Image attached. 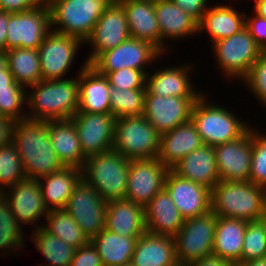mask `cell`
<instances>
[{
  "mask_svg": "<svg viewBox=\"0 0 266 266\" xmlns=\"http://www.w3.org/2000/svg\"><path fill=\"white\" fill-rule=\"evenodd\" d=\"M11 142L21 157L28 179L38 180L64 167L51 146L48 121L28 118L15 121Z\"/></svg>",
  "mask_w": 266,
  "mask_h": 266,
  "instance_id": "cell-1",
  "label": "cell"
},
{
  "mask_svg": "<svg viewBox=\"0 0 266 266\" xmlns=\"http://www.w3.org/2000/svg\"><path fill=\"white\" fill-rule=\"evenodd\" d=\"M74 78L41 80L31 85L32 91L27 92V108L30 110L26 111L27 118L42 121L71 119L79 108L78 74Z\"/></svg>",
  "mask_w": 266,
  "mask_h": 266,
  "instance_id": "cell-2",
  "label": "cell"
},
{
  "mask_svg": "<svg viewBox=\"0 0 266 266\" xmlns=\"http://www.w3.org/2000/svg\"><path fill=\"white\" fill-rule=\"evenodd\" d=\"M211 211L226 218L261 220L266 213V189L249 181H219L211 189Z\"/></svg>",
  "mask_w": 266,
  "mask_h": 266,
  "instance_id": "cell-3",
  "label": "cell"
},
{
  "mask_svg": "<svg viewBox=\"0 0 266 266\" xmlns=\"http://www.w3.org/2000/svg\"><path fill=\"white\" fill-rule=\"evenodd\" d=\"M207 95L203 92L195 101L190 118L203 144L214 147L236 140L253 126L224 106L211 103Z\"/></svg>",
  "mask_w": 266,
  "mask_h": 266,
  "instance_id": "cell-4",
  "label": "cell"
},
{
  "mask_svg": "<svg viewBox=\"0 0 266 266\" xmlns=\"http://www.w3.org/2000/svg\"><path fill=\"white\" fill-rule=\"evenodd\" d=\"M114 1L48 0L51 31L78 38L85 43L100 16Z\"/></svg>",
  "mask_w": 266,
  "mask_h": 266,
  "instance_id": "cell-5",
  "label": "cell"
},
{
  "mask_svg": "<svg viewBox=\"0 0 266 266\" xmlns=\"http://www.w3.org/2000/svg\"><path fill=\"white\" fill-rule=\"evenodd\" d=\"M130 159L109 150L90 156L82 169V178L106 200L126 197Z\"/></svg>",
  "mask_w": 266,
  "mask_h": 266,
  "instance_id": "cell-6",
  "label": "cell"
},
{
  "mask_svg": "<svg viewBox=\"0 0 266 266\" xmlns=\"http://www.w3.org/2000/svg\"><path fill=\"white\" fill-rule=\"evenodd\" d=\"M160 136L143 115L116 118L112 149L130 160L157 157Z\"/></svg>",
  "mask_w": 266,
  "mask_h": 266,
  "instance_id": "cell-7",
  "label": "cell"
},
{
  "mask_svg": "<svg viewBox=\"0 0 266 266\" xmlns=\"http://www.w3.org/2000/svg\"><path fill=\"white\" fill-rule=\"evenodd\" d=\"M212 45L219 72L232 80L242 81L263 52L246 28Z\"/></svg>",
  "mask_w": 266,
  "mask_h": 266,
  "instance_id": "cell-8",
  "label": "cell"
},
{
  "mask_svg": "<svg viewBox=\"0 0 266 266\" xmlns=\"http://www.w3.org/2000/svg\"><path fill=\"white\" fill-rule=\"evenodd\" d=\"M217 215L207 214L187 218L173 237L177 260L189 264L212 255Z\"/></svg>",
  "mask_w": 266,
  "mask_h": 266,
  "instance_id": "cell-9",
  "label": "cell"
},
{
  "mask_svg": "<svg viewBox=\"0 0 266 266\" xmlns=\"http://www.w3.org/2000/svg\"><path fill=\"white\" fill-rule=\"evenodd\" d=\"M50 9L47 2L24 12L9 13L6 51L13 48L38 49L51 31Z\"/></svg>",
  "mask_w": 266,
  "mask_h": 266,
  "instance_id": "cell-10",
  "label": "cell"
},
{
  "mask_svg": "<svg viewBox=\"0 0 266 266\" xmlns=\"http://www.w3.org/2000/svg\"><path fill=\"white\" fill-rule=\"evenodd\" d=\"M163 55L150 43L129 37L116 48L102 52L91 64L99 74L106 76L123 68L142 70L148 73L146 66ZM145 68V69H144Z\"/></svg>",
  "mask_w": 266,
  "mask_h": 266,
  "instance_id": "cell-11",
  "label": "cell"
},
{
  "mask_svg": "<svg viewBox=\"0 0 266 266\" xmlns=\"http://www.w3.org/2000/svg\"><path fill=\"white\" fill-rule=\"evenodd\" d=\"M169 170L157 157L130 160L125 199L145 207L164 189Z\"/></svg>",
  "mask_w": 266,
  "mask_h": 266,
  "instance_id": "cell-12",
  "label": "cell"
},
{
  "mask_svg": "<svg viewBox=\"0 0 266 266\" xmlns=\"http://www.w3.org/2000/svg\"><path fill=\"white\" fill-rule=\"evenodd\" d=\"M106 206L107 201L81 178L64 209L91 239L105 226Z\"/></svg>",
  "mask_w": 266,
  "mask_h": 266,
  "instance_id": "cell-13",
  "label": "cell"
},
{
  "mask_svg": "<svg viewBox=\"0 0 266 266\" xmlns=\"http://www.w3.org/2000/svg\"><path fill=\"white\" fill-rule=\"evenodd\" d=\"M83 44L78 38L50 31L38 48L42 80L66 79Z\"/></svg>",
  "mask_w": 266,
  "mask_h": 266,
  "instance_id": "cell-14",
  "label": "cell"
},
{
  "mask_svg": "<svg viewBox=\"0 0 266 266\" xmlns=\"http://www.w3.org/2000/svg\"><path fill=\"white\" fill-rule=\"evenodd\" d=\"M115 119L111 113L85 112L71 118L85 158L112 150Z\"/></svg>",
  "mask_w": 266,
  "mask_h": 266,
  "instance_id": "cell-15",
  "label": "cell"
},
{
  "mask_svg": "<svg viewBox=\"0 0 266 266\" xmlns=\"http://www.w3.org/2000/svg\"><path fill=\"white\" fill-rule=\"evenodd\" d=\"M130 37V31L123 7L116 1L100 16L85 41L92 52L85 60L90 65L102 52L116 48Z\"/></svg>",
  "mask_w": 266,
  "mask_h": 266,
  "instance_id": "cell-16",
  "label": "cell"
},
{
  "mask_svg": "<svg viewBox=\"0 0 266 266\" xmlns=\"http://www.w3.org/2000/svg\"><path fill=\"white\" fill-rule=\"evenodd\" d=\"M199 97H164L146 91L143 116L163 134L190 121L191 111Z\"/></svg>",
  "mask_w": 266,
  "mask_h": 266,
  "instance_id": "cell-17",
  "label": "cell"
},
{
  "mask_svg": "<svg viewBox=\"0 0 266 266\" xmlns=\"http://www.w3.org/2000/svg\"><path fill=\"white\" fill-rule=\"evenodd\" d=\"M220 181H249L252 126L238 139L214 146Z\"/></svg>",
  "mask_w": 266,
  "mask_h": 266,
  "instance_id": "cell-18",
  "label": "cell"
},
{
  "mask_svg": "<svg viewBox=\"0 0 266 266\" xmlns=\"http://www.w3.org/2000/svg\"><path fill=\"white\" fill-rule=\"evenodd\" d=\"M8 190H4L1 194L7 199L18 222L23 225L31 224L35 229L43 227L44 222L40 224L38 220L46 218L49 209L44 203L39 181L26 178L8 187Z\"/></svg>",
  "mask_w": 266,
  "mask_h": 266,
  "instance_id": "cell-19",
  "label": "cell"
},
{
  "mask_svg": "<svg viewBox=\"0 0 266 266\" xmlns=\"http://www.w3.org/2000/svg\"><path fill=\"white\" fill-rule=\"evenodd\" d=\"M164 189L184 219L198 217L211 211V190L178 176L171 169L167 173Z\"/></svg>",
  "mask_w": 266,
  "mask_h": 266,
  "instance_id": "cell-20",
  "label": "cell"
},
{
  "mask_svg": "<svg viewBox=\"0 0 266 266\" xmlns=\"http://www.w3.org/2000/svg\"><path fill=\"white\" fill-rule=\"evenodd\" d=\"M192 66L183 63L182 65L158 68L151 75L147 73L146 91L149 94L164 97H200L203 92L197 91L190 78V73L194 71Z\"/></svg>",
  "mask_w": 266,
  "mask_h": 266,
  "instance_id": "cell-21",
  "label": "cell"
},
{
  "mask_svg": "<svg viewBox=\"0 0 266 266\" xmlns=\"http://www.w3.org/2000/svg\"><path fill=\"white\" fill-rule=\"evenodd\" d=\"M79 108L77 112L111 113V86L106 76L99 74L87 61L78 72Z\"/></svg>",
  "mask_w": 266,
  "mask_h": 266,
  "instance_id": "cell-22",
  "label": "cell"
},
{
  "mask_svg": "<svg viewBox=\"0 0 266 266\" xmlns=\"http://www.w3.org/2000/svg\"><path fill=\"white\" fill-rule=\"evenodd\" d=\"M105 229L130 238H139L146 229L145 209L125 198L107 201Z\"/></svg>",
  "mask_w": 266,
  "mask_h": 266,
  "instance_id": "cell-23",
  "label": "cell"
},
{
  "mask_svg": "<svg viewBox=\"0 0 266 266\" xmlns=\"http://www.w3.org/2000/svg\"><path fill=\"white\" fill-rule=\"evenodd\" d=\"M155 12L161 33V54L169 49L168 40L183 39L198 34V22L171 0L155 3ZM168 39V40H165Z\"/></svg>",
  "mask_w": 266,
  "mask_h": 266,
  "instance_id": "cell-24",
  "label": "cell"
},
{
  "mask_svg": "<svg viewBox=\"0 0 266 266\" xmlns=\"http://www.w3.org/2000/svg\"><path fill=\"white\" fill-rule=\"evenodd\" d=\"M124 9L130 37L153 45L161 53V33L155 3L148 1H116Z\"/></svg>",
  "mask_w": 266,
  "mask_h": 266,
  "instance_id": "cell-25",
  "label": "cell"
},
{
  "mask_svg": "<svg viewBox=\"0 0 266 266\" xmlns=\"http://www.w3.org/2000/svg\"><path fill=\"white\" fill-rule=\"evenodd\" d=\"M203 145L200 135L192 121L176 126L161 134L157 158L169 169L185 156Z\"/></svg>",
  "mask_w": 266,
  "mask_h": 266,
  "instance_id": "cell-26",
  "label": "cell"
},
{
  "mask_svg": "<svg viewBox=\"0 0 266 266\" xmlns=\"http://www.w3.org/2000/svg\"><path fill=\"white\" fill-rule=\"evenodd\" d=\"M171 170L178 176L210 190L220 181L214 147L203 144L179 161Z\"/></svg>",
  "mask_w": 266,
  "mask_h": 266,
  "instance_id": "cell-27",
  "label": "cell"
},
{
  "mask_svg": "<svg viewBox=\"0 0 266 266\" xmlns=\"http://www.w3.org/2000/svg\"><path fill=\"white\" fill-rule=\"evenodd\" d=\"M177 261L174 238L148 231L138 238L131 258L133 266H169Z\"/></svg>",
  "mask_w": 266,
  "mask_h": 266,
  "instance_id": "cell-28",
  "label": "cell"
},
{
  "mask_svg": "<svg viewBox=\"0 0 266 266\" xmlns=\"http://www.w3.org/2000/svg\"><path fill=\"white\" fill-rule=\"evenodd\" d=\"M144 209L146 229L150 233L174 237L183 226L185 219L165 189L157 193Z\"/></svg>",
  "mask_w": 266,
  "mask_h": 266,
  "instance_id": "cell-29",
  "label": "cell"
},
{
  "mask_svg": "<svg viewBox=\"0 0 266 266\" xmlns=\"http://www.w3.org/2000/svg\"><path fill=\"white\" fill-rule=\"evenodd\" d=\"M48 134L51 146L64 167H83L86 158L71 119L48 121Z\"/></svg>",
  "mask_w": 266,
  "mask_h": 266,
  "instance_id": "cell-30",
  "label": "cell"
},
{
  "mask_svg": "<svg viewBox=\"0 0 266 266\" xmlns=\"http://www.w3.org/2000/svg\"><path fill=\"white\" fill-rule=\"evenodd\" d=\"M208 8L198 23V32L208 33L211 43L228 38L245 28V14L228 4Z\"/></svg>",
  "mask_w": 266,
  "mask_h": 266,
  "instance_id": "cell-31",
  "label": "cell"
},
{
  "mask_svg": "<svg viewBox=\"0 0 266 266\" xmlns=\"http://www.w3.org/2000/svg\"><path fill=\"white\" fill-rule=\"evenodd\" d=\"M246 223L244 219L217 216L212 254L230 263H241Z\"/></svg>",
  "mask_w": 266,
  "mask_h": 266,
  "instance_id": "cell-32",
  "label": "cell"
},
{
  "mask_svg": "<svg viewBox=\"0 0 266 266\" xmlns=\"http://www.w3.org/2000/svg\"><path fill=\"white\" fill-rule=\"evenodd\" d=\"M81 178V168L63 167L38 179L46 207L49 210L64 209Z\"/></svg>",
  "mask_w": 266,
  "mask_h": 266,
  "instance_id": "cell-33",
  "label": "cell"
},
{
  "mask_svg": "<svg viewBox=\"0 0 266 266\" xmlns=\"http://www.w3.org/2000/svg\"><path fill=\"white\" fill-rule=\"evenodd\" d=\"M137 240L103 228L90 242L104 266H121L131 262Z\"/></svg>",
  "mask_w": 266,
  "mask_h": 266,
  "instance_id": "cell-34",
  "label": "cell"
},
{
  "mask_svg": "<svg viewBox=\"0 0 266 266\" xmlns=\"http://www.w3.org/2000/svg\"><path fill=\"white\" fill-rule=\"evenodd\" d=\"M14 80L28 89L42 80L38 49L13 48L5 52Z\"/></svg>",
  "mask_w": 266,
  "mask_h": 266,
  "instance_id": "cell-35",
  "label": "cell"
},
{
  "mask_svg": "<svg viewBox=\"0 0 266 266\" xmlns=\"http://www.w3.org/2000/svg\"><path fill=\"white\" fill-rule=\"evenodd\" d=\"M43 228L74 248L86 246L91 239L65 209H52L46 215Z\"/></svg>",
  "mask_w": 266,
  "mask_h": 266,
  "instance_id": "cell-36",
  "label": "cell"
},
{
  "mask_svg": "<svg viewBox=\"0 0 266 266\" xmlns=\"http://www.w3.org/2000/svg\"><path fill=\"white\" fill-rule=\"evenodd\" d=\"M29 239L49 264L44 266H70L76 248L51 235L43 227L34 229ZM43 266V265H38Z\"/></svg>",
  "mask_w": 266,
  "mask_h": 266,
  "instance_id": "cell-37",
  "label": "cell"
},
{
  "mask_svg": "<svg viewBox=\"0 0 266 266\" xmlns=\"http://www.w3.org/2000/svg\"><path fill=\"white\" fill-rule=\"evenodd\" d=\"M22 225L14 217L7 199L0 193V253L3 257L6 253L21 251L25 244ZM6 253H4V251ZM9 251V252H8Z\"/></svg>",
  "mask_w": 266,
  "mask_h": 266,
  "instance_id": "cell-38",
  "label": "cell"
},
{
  "mask_svg": "<svg viewBox=\"0 0 266 266\" xmlns=\"http://www.w3.org/2000/svg\"><path fill=\"white\" fill-rule=\"evenodd\" d=\"M146 89L111 88L110 110L115 118L141 116L145 109Z\"/></svg>",
  "mask_w": 266,
  "mask_h": 266,
  "instance_id": "cell-39",
  "label": "cell"
},
{
  "mask_svg": "<svg viewBox=\"0 0 266 266\" xmlns=\"http://www.w3.org/2000/svg\"><path fill=\"white\" fill-rule=\"evenodd\" d=\"M26 174L23 168L21 157L15 147L10 142L0 147V193L5 187H11L19 181L25 180ZM5 186V187H4Z\"/></svg>",
  "mask_w": 266,
  "mask_h": 266,
  "instance_id": "cell-40",
  "label": "cell"
},
{
  "mask_svg": "<svg viewBox=\"0 0 266 266\" xmlns=\"http://www.w3.org/2000/svg\"><path fill=\"white\" fill-rule=\"evenodd\" d=\"M266 257V226L261 220L247 221L241 263Z\"/></svg>",
  "mask_w": 266,
  "mask_h": 266,
  "instance_id": "cell-41",
  "label": "cell"
},
{
  "mask_svg": "<svg viewBox=\"0 0 266 266\" xmlns=\"http://www.w3.org/2000/svg\"><path fill=\"white\" fill-rule=\"evenodd\" d=\"M257 129V130H256ZM249 182L266 189V134L252 127V161Z\"/></svg>",
  "mask_w": 266,
  "mask_h": 266,
  "instance_id": "cell-42",
  "label": "cell"
},
{
  "mask_svg": "<svg viewBox=\"0 0 266 266\" xmlns=\"http://www.w3.org/2000/svg\"><path fill=\"white\" fill-rule=\"evenodd\" d=\"M26 89L0 90V111L14 122L27 118L23 107L27 106Z\"/></svg>",
  "mask_w": 266,
  "mask_h": 266,
  "instance_id": "cell-43",
  "label": "cell"
},
{
  "mask_svg": "<svg viewBox=\"0 0 266 266\" xmlns=\"http://www.w3.org/2000/svg\"><path fill=\"white\" fill-rule=\"evenodd\" d=\"M246 84L249 91L261 105L266 106V51L260 54L258 60L252 65L247 76L241 81Z\"/></svg>",
  "mask_w": 266,
  "mask_h": 266,
  "instance_id": "cell-44",
  "label": "cell"
},
{
  "mask_svg": "<svg viewBox=\"0 0 266 266\" xmlns=\"http://www.w3.org/2000/svg\"><path fill=\"white\" fill-rule=\"evenodd\" d=\"M106 77L111 88L116 89H146V74L142 70L123 68L109 72Z\"/></svg>",
  "mask_w": 266,
  "mask_h": 266,
  "instance_id": "cell-45",
  "label": "cell"
},
{
  "mask_svg": "<svg viewBox=\"0 0 266 266\" xmlns=\"http://www.w3.org/2000/svg\"><path fill=\"white\" fill-rule=\"evenodd\" d=\"M253 14L252 18L245 14V28L262 51H266V18Z\"/></svg>",
  "mask_w": 266,
  "mask_h": 266,
  "instance_id": "cell-46",
  "label": "cell"
},
{
  "mask_svg": "<svg viewBox=\"0 0 266 266\" xmlns=\"http://www.w3.org/2000/svg\"><path fill=\"white\" fill-rule=\"evenodd\" d=\"M70 266H104L102 260L90 242L86 246H81L75 250Z\"/></svg>",
  "mask_w": 266,
  "mask_h": 266,
  "instance_id": "cell-47",
  "label": "cell"
},
{
  "mask_svg": "<svg viewBox=\"0 0 266 266\" xmlns=\"http://www.w3.org/2000/svg\"><path fill=\"white\" fill-rule=\"evenodd\" d=\"M178 7L183 9L188 15L194 18L198 23L201 21L203 14L208 10V0H171ZM208 4V5H207Z\"/></svg>",
  "mask_w": 266,
  "mask_h": 266,
  "instance_id": "cell-48",
  "label": "cell"
},
{
  "mask_svg": "<svg viewBox=\"0 0 266 266\" xmlns=\"http://www.w3.org/2000/svg\"><path fill=\"white\" fill-rule=\"evenodd\" d=\"M42 3V0H0V10L9 13H18L32 10Z\"/></svg>",
  "mask_w": 266,
  "mask_h": 266,
  "instance_id": "cell-49",
  "label": "cell"
},
{
  "mask_svg": "<svg viewBox=\"0 0 266 266\" xmlns=\"http://www.w3.org/2000/svg\"><path fill=\"white\" fill-rule=\"evenodd\" d=\"M13 124L14 121L8 117L0 120V147L11 142Z\"/></svg>",
  "mask_w": 266,
  "mask_h": 266,
  "instance_id": "cell-50",
  "label": "cell"
},
{
  "mask_svg": "<svg viewBox=\"0 0 266 266\" xmlns=\"http://www.w3.org/2000/svg\"><path fill=\"white\" fill-rule=\"evenodd\" d=\"M229 263V261L212 254L198 261L191 262L187 266H228Z\"/></svg>",
  "mask_w": 266,
  "mask_h": 266,
  "instance_id": "cell-51",
  "label": "cell"
},
{
  "mask_svg": "<svg viewBox=\"0 0 266 266\" xmlns=\"http://www.w3.org/2000/svg\"><path fill=\"white\" fill-rule=\"evenodd\" d=\"M9 21V12L0 10V51L6 52V38Z\"/></svg>",
  "mask_w": 266,
  "mask_h": 266,
  "instance_id": "cell-52",
  "label": "cell"
},
{
  "mask_svg": "<svg viewBox=\"0 0 266 266\" xmlns=\"http://www.w3.org/2000/svg\"><path fill=\"white\" fill-rule=\"evenodd\" d=\"M3 89H27L18 84L10 73L8 66L4 69V76H0V90Z\"/></svg>",
  "mask_w": 266,
  "mask_h": 266,
  "instance_id": "cell-53",
  "label": "cell"
},
{
  "mask_svg": "<svg viewBox=\"0 0 266 266\" xmlns=\"http://www.w3.org/2000/svg\"><path fill=\"white\" fill-rule=\"evenodd\" d=\"M254 12L260 17L266 18V0H254Z\"/></svg>",
  "mask_w": 266,
  "mask_h": 266,
  "instance_id": "cell-54",
  "label": "cell"
},
{
  "mask_svg": "<svg viewBox=\"0 0 266 266\" xmlns=\"http://www.w3.org/2000/svg\"><path fill=\"white\" fill-rule=\"evenodd\" d=\"M242 264L243 266H266V257L248 260Z\"/></svg>",
  "mask_w": 266,
  "mask_h": 266,
  "instance_id": "cell-55",
  "label": "cell"
},
{
  "mask_svg": "<svg viewBox=\"0 0 266 266\" xmlns=\"http://www.w3.org/2000/svg\"><path fill=\"white\" fill-rule=\"evenodd\" d=\"M7 67V58L5 52L0 51V76H4V69Z\"/></svg>",
  "mask_w": 266,
  "mask_h": 266,
  "instance_id": "cell-56",
  "label": "cell"
},
{
  "mask_svg": "<svg viewBox=\"0 0 266 266\" xmlns=\"http://www.w3.org/2000/svg\"><path fill=\"white\" fill-rule=\"evenodd\" d=\"M115 1H141V0H115ZM142 1H148V2L156 3L157 1H162V0H142Z\"/></svg>",
  "mask_w": 266,
  "mask_h": 266,
  "instance_id": "cell-57",
  "label": "cell"
},
{
  "mask_svg": "<svg viewBox=\"0 0 266 266\" xmlns=\"http://www.w3.org/2000/svg\"><path fill=\"white\" fill-rule=\"evenodd\" d=\"M169 266H187V264H184V263H182V262H180V261H177V262H175L174 264L169 265Z\"/></svg>",
  "mask_w": 266,
  "mask_h": 266,
  "instance_id": "cell-58",
  "label": "cell"
},
{
  "mask_svg": "<svg viewBox=\"0 0 266 266\" xmlns=\"http://www.w3.org/2000/svg\"><path fill=\"white\" fill-rule=\"evenodd\" d=\"M228 266H243V264L239 262H234V263H229Z\"/></svg>",
  "mask_w": 266,
  "mask_h": 266,
  "instance_id": "cell-59",
  "label": "cell"
},
{
  "mask_svg": "<svg viewBox=\"0 0 266 266\" xmlns=\"http://www.w3.org/2000/svg\"><path fill=\"white\" fill-rule=\"evenodd\" d=\"M262 221L264 222L265 226H266V213L265 215L262 217Z\"/></svg>",
  "mask_w": 266,
  "mask_h": 266,
  "instance_id": "cell-60",
  "label": "cell"
},
{
  "mask_svg": "<svg viewBox=\"0 0 266 266\" xmlns=\"http://www.w3.org/2000/svg\"><path fill=\"white\" fill-rule=\"evenodd\" d=\"M6 117L3 115V113L0 111V120L5 119Z\"/></svg>",
  "mask_w": 266,
  "mask_h": 266,
  "instance_id": "cell-61",
  "label": "cell"
},
{
  "mask_svg": "<svg viewBox=\"0 0 266 266\" xmlns=\"http://www.w3.org/2000/svg\"><path fill=\"white\" fill-rule=\"evenodd\" d=\"M121 266H133L131 262L127 263V264H123Z\"/></svg>",
  "mask_w": 266,
  "mask_h": 266,
  "instance_id": "cell-62",
  "label": "cell"
}]
</instances>
